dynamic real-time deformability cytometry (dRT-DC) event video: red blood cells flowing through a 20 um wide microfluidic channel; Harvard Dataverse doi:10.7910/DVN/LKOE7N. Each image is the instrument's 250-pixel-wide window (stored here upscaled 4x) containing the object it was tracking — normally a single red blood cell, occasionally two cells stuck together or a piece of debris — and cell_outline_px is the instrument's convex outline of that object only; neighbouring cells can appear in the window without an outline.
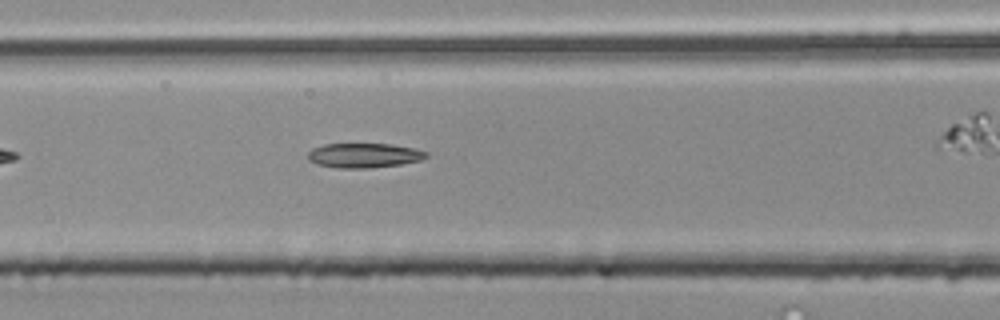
{"species": "common noctule bat (a hibernating species)", "species_latin": "Nyctalus noctula", "temperature_condition": "room temperature", "stored_images_in_passage": 6, "camera_frame_rate_fps": 3000, "um_per_image_px": 0.085, "animal": {"sex": "male", "body_mass_g": 20.4}, "frame": {"image": 1, "passage_image": 5, "time_ms": 1.333, "image_size_px": [1000, 320], "cell_outline_px": [[428, 156], [420, 160], [400, 164], [372, 168], [340, 168], [316, 164], [308, 160], [308, 152], [312, 148], [324, 144], [392, 144], [416, 148], [428, 152]], "centroid_in_image_um": [30.94, 13.2], "position_along_channel_um": 135.7, "area_um2": 17.05}}